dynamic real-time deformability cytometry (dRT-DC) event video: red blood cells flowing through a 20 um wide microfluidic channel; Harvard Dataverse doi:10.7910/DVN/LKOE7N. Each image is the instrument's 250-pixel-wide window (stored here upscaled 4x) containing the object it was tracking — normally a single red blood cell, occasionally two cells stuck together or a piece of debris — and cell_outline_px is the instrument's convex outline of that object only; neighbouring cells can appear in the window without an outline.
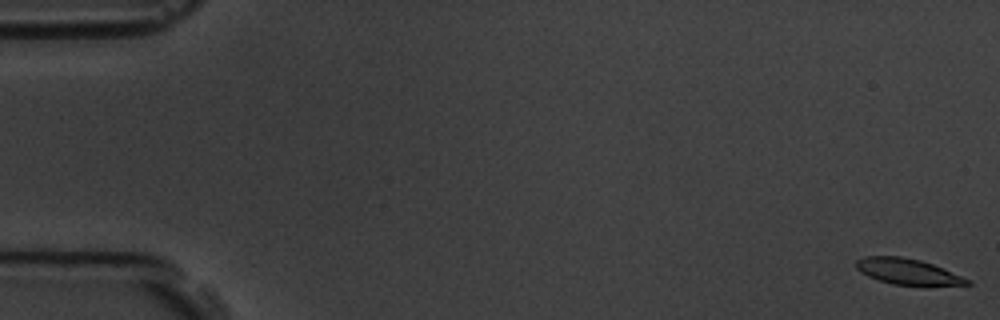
{"species": "common noctule bat (a hibernating species)", "species_latin": "Nyctalus noctula", "temperature_condition": "room temperature", "stored_images_in_passage": 9, "camera_frame_rate_fps": 3000, "um_per_image_px": 0.085, "animal": {"sex": "male", "body_mass_g": 19.5, "forearm_length_mm": 54.6}, "frame": {"image": 1, "passage_image": 1, "time_ms": 0.0, "image_size_px": [1000, 320], "cell_outline_px": [[972, 284], [892, 284], [868, 276], [860, 272], [856, 268], [856, 260], [864, 256], [900, 256], [920, 260], [932, 264], [972, 280]], "centroid_in_image_um": [77.1, 23.05], "position_along_channel_um": 7.9, "area_um2": 16.24}}
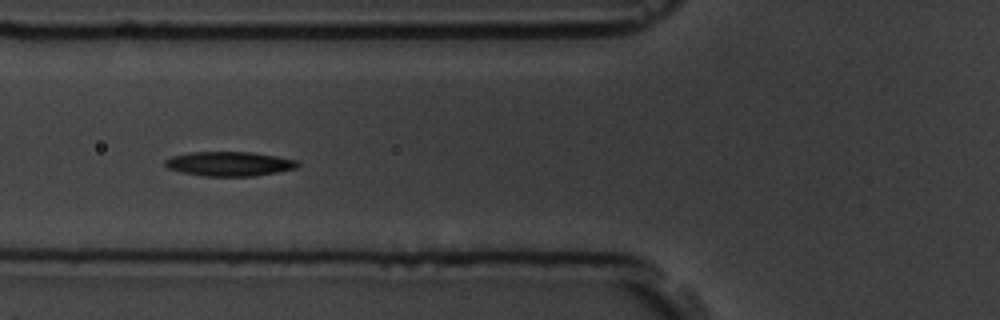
{"frame": {"image": 2, "passage_image": 7, "time_ms": 7.0, "image_size_px": [1000, 320], "cell_outline_px": [[300, 164], [296, 168], [276, 172], [252, 176], [204, 176], [180, 172], [168, 168], [164, 164], [164, 160], [172, 156], [188, 152], [248, 152], [276, 156], [296, 160]], "centroid_in_image_um": [19.45, 13.92], "position_along_channel_um": 106.4, "area_um2": 18.79}}
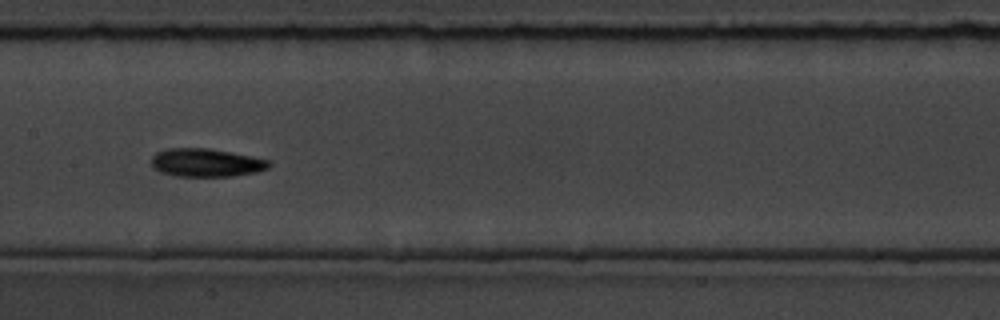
{"frame": {"image": 3, "passage_image": 9, "time_ms": 9.333, "image_size_px": [1000, 320], "cell_outline_px": [[272, 164], [268, 168], [256, 172], [232, 176], [176, 176], [160, 172], [152, 164], [152, 156], [156, 152], [168, 148], [208, 148], [252, 156], [268, 160]], "centroid_in_image_um": [17.53, 13.82], "position_along_channel_um": 189.9, "area_um2": 19.25}}